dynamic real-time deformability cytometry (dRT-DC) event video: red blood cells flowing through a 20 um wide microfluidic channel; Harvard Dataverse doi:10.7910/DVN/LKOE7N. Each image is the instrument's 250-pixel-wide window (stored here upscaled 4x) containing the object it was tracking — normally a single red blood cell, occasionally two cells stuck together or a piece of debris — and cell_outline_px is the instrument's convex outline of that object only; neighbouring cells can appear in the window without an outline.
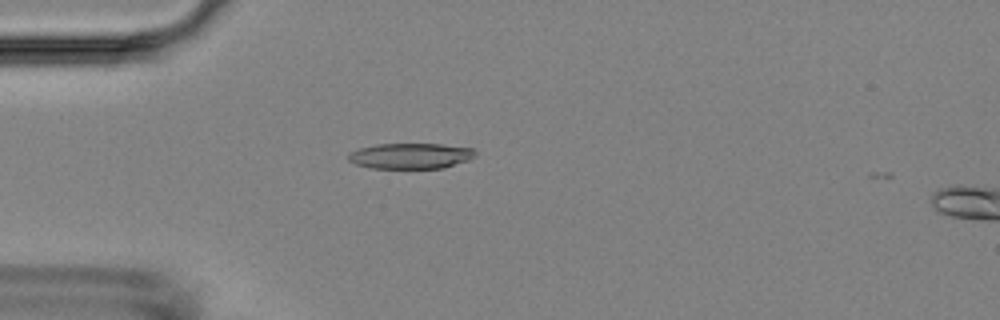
{"species": "Egyptian fruit bat (a non-hibernating species)", "species_latin": "Rousettus aegyptiacus", "temperature_condition": "room temperature", "stored_images_in_passage": 23, "camera_frame_rate_fps": 3000, "um_per_image_px": 0.085, "animal": {"sex": "female"}, "frame": {"image": 1, "passage_image": 4, "time_ms": 1.0, "image_size_px": [1000, 320], "cell_outline_px": [[476, 156], [468, 160], [444, 168], [372, 168], [356, 164], [348, 160], [348, 152], [360, 148], [376, 144], [444, 144], [472, 148], [476, 152]], "centroid_in_image_um": [34.91, 13.25], "position_along_channel_um": 50.1, "area_um2": 19.02}}
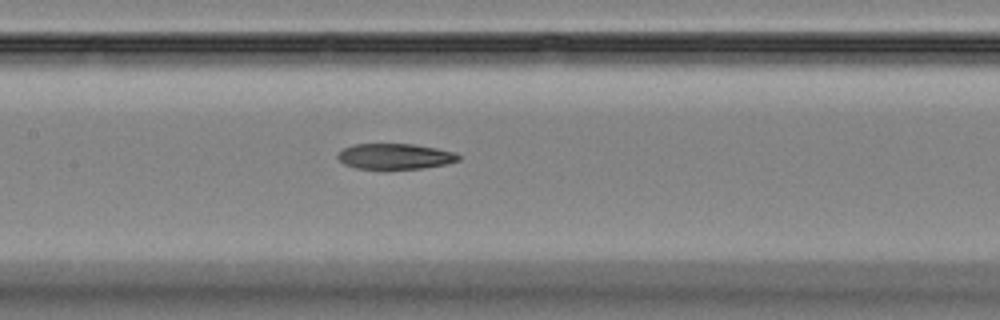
{"frame": {"image": 2, "passage_image": 15, "time_ms": 4.667, "image_size_px": [1000, 320], "cell_outline_px": [[460, 160], [444, 164], [420, 168], [356, 168], [344, 164], [336, 156], [344, 148], [352, 144], [412, 144], [436, 148], [452, 152], [460, 156]], "centroid_in_image_um": [33.55, 13.28], "position_along_channel_um": 173.9, "area_um2": 17.63}}
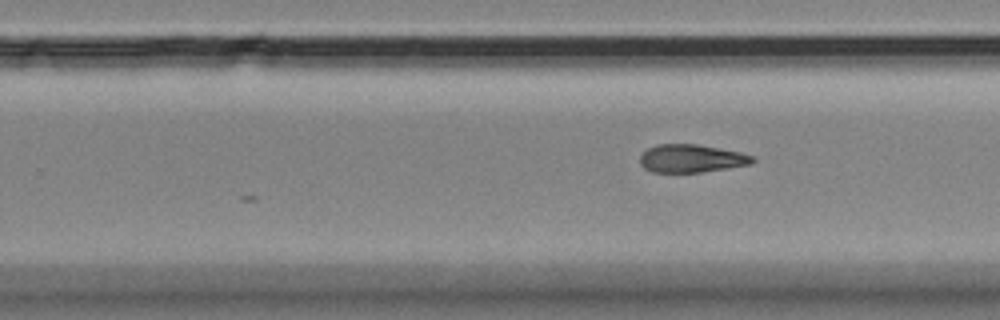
{"frame": {"image": 3, "passage_image": 23, "time_ms": 7.333, "image_size_px": [1000, 320], "cell_outline_px": [[756, 160], [752, 164], [728, 168], [700, 172], [652, 172], [644, 168], [640, 164], [640, 156], [648, 148], [656, 144], [696, 144], [740, 152], [752, 156]], "centroid_in_image_um": [58.76, 13.47], "position_along_channel_um": 271.0, "area_um2": 18.32}}